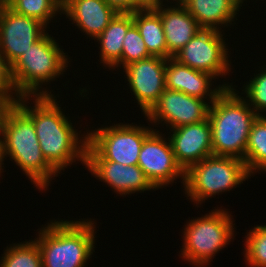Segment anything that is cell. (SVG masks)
Wrapping results in <instances>:
<instances>
[{
    "instance_id": "obj_1",
    "label": "cell",
    "mask_w": 266,
    "mask_h": 267,
    "mask_svg": "<svg viewBox=\"0 0 266 267\" xmlns=\"http://www.w3.org/2000/svg\"><path fill=\"white\" fill-rule=\"evenodd\" d=\"M56 96H21L17 105L32 119L43 156L60 174L76 161L85 166L88 133L80 137L81 130H75Z\"/></svg>"
},
{
    "instance_id": "obj_2",
    "label": "cell",
    "mask_w": 266,
    "mask_h": 267,
    "mask_svg": "<svg viewBox=\"0 0 266 267\" xmlns=\"http://www.w3.org/2000/svg\"><path fill=\"white\" fill-rule=\"evenodd\" d=\"M0 152L3 167L9 157L40 191L48 190L52 179L58 177L42 154L32 119L17 104H7L2 111Z\"/></svg>"
},
{
    "instance_id": "obj_3",
    "label": "cell",
    "mask_w": 266,
    "mask_h": 267,
    "mask_svg": "<svg viewBox=\"0 0 266 267\" xmlns=\"http://www.w3.org/2000/svg\"><path fill=\"white\" fill-rule=\"evenodd\" d=\"M95 228L96 223L91 218L47 222L34 238L39 246L42 266L85 267L95 252Z\"/></svg>"
},
{
    "instance_id": "obj_4",
    "label": "cell",
    "mask_w": 266,
    "mask_h": 267,
    "mask_svg": "<svg viewBox=\"0 0 266 267\" xmlns=\"http://www.w3.org/2000/svg\"><path fill=\"white\" fill-rule=\"evenodd\" d=\"M236 88H225L210 105L212 151L216 156H230L245 162L250 128L258 117Z\"/></svg>"
},
{
    "instance_id": "obj_5",
    "label": "cell",
    "mask_w": 266,
    "mask_h": 267,
    "mask_svg": "<svg viewBox=\"0 0 266 267\" xmlns=\"http://www.w3.org/2000/svg\"><path fill=\"white\" fill-rule=\"evenodd\" d=\"M63 50L47 32L14 62L11 76L20 96H54L42 85H49L68 69L71 59Z\"/></svg>"
},
{
    "instance_id": "obj_6",
    "label": "cell",
    "mask_w": 266,
    "mask_h": 267,
    "mask_svg": "<svg viewBox=\"0 0 266 267\" xmlns=\"http://www.w3.org/2000/svg\"><path fill=\"white\" fill-rule=\"evenodd\" d=\"M218 207L201 217L189 219L182 230L183 245L180 257L195 267H205L215 254L234 240L235 221L227 211Z\"/></svg>"
},
{
    "instance_id": "obj_7",
    "label": "cell",
    "mask_w": 266,
    "mask_h": 267,
    "mask_svg": "<svg viewBox=\"0 0 266 267\" xmlns=\"http://www.w3.org/2000/svg\"><path fill=\"white\" fill-rule=\"evenodd\" d=\"M250 174L245 162L230 156L211 155L185 171L184 193L198 206L205 199L239 187ZM189 197V198H188Z\"/></svg>"
},
{
    "instance_id": "obj_8",
    "label": "cell",
    "mask_w": 266,
    "mask_h": 267,
    "mask_svg": "<svg viewBox=\"0 0 266 267\" xmlns=\"http://www.w3.org/2000/svg\"><path fill=\"white\" fill-rule=\"evenodd\" d=\"M154 128L118 123L87 130L86 161H114L123 165H138L146 136Z\"/></svg>"
},
{
    "instance_id": "obj_9",
    "label": "cell",
    "mask_w": 266,
    "mask_h": 267,
    "mask_svg": "<svg viewBox=\"0 0 266 267\" xmlns=\"http://www.w3.org/2000/svg\"><path fill=\"white\" fill-rule=\"evenodd\" d=\"M224 33L215 29H201L172 58L192 69L207 72L216 79L231 72L228 45Z\"/></svg>"
},
{
    "instance_id": "obj_10",
    "label": "cell",
    "mask_w": 266,
    "mask_h": 267,
    "mask_svg": "<svg viewBox=\"0 0 266 267\" xmlns=\"http://www.w3.org/2000/svg\"><path fill=\"white\" fill-rule=\"evenodd\" d=\"M156 130L153 129L146 136L140 150L138 166L156 190L167 187L177 178L182 179L183 186L185 171L176 161L169 138Z\"/></svg>"
},
{
    "instance_id": "obj_11",
    "label": "cell",
    "mask_w": 266,
    "mask_h": 267,
    "mask_svg": "<svg viewBox=\"0 0 266 267\" xmlns=\"http://www.w3.org/2000/svg\"><path fill=\"white\" fill-rule=\"evenodd\" d=\"M212 103L180 91L165 89L145 117L154 127L165 124L171 130L207 120Z\"/></svg>"
},
{
    "instance_id": "obj_12",
    "label": "cell",
    "mask_w": 266,
    "mask_h": 267,
    "mask_svg": "<svg viewBox=\"0 0 266 267\" xmlns=\"http://www.w3.org/2000/svg\"><path fill=\"white\" fill-rule=\"evenodd\" d=\"M39 20L15 13L0 0V52L6 62H14L46 33Z\"/></svg>"
},
{
    "instance_id": "obj_13",
    "label": "cell",
    "mask_w": 266,
    "mask_h": 267,
    "mask_svg": "<svg viewBox=\"0 0 266 267\" xmlns=\"http://www.w3.org/2000/svg\"><path fill=\"white\" fill-rule=\"evenodd\" d=\"M166 60L162 57L150 56L123 68L127 86L129 84L128 89L131 88V95L135 96L144 116L158 102L160 95L166 89Z\"/></svg>"
},
{
    "instance_id": "obj_14",
    "label": "cell",
    "mask_w": 266,
    "mask_h": 267,
    "mask_svg": "<svg viewBox=\"0 0 266 267\" xmlns=\"http://www.w3.org/2000/svg\"><path fill=\"white\" fill-rule=\"evenodd\" d=\"M169 141L177 163L186 171L190 166L213 155L209 119L170 130Z\"/></svg>"
},
{
    "instance_id": "obj_15",
    "label": "cell",
    "mask_w": 266,
    "mask_h": 267,
    "mask_svg": "<svg viewBox=\"0 0 266 267\" xmlns=\"http://www.w3.org/2000/svg\"><path fill=\"white\" fill-rule=\"evenodd\" d=\"M214 79L216 80L213 75L182 65L173 58L166 60L165 82L168 90L180 91L192 97L214 102L225 88L233 87V83L229 82L215 87L212 81Z\"/></svg>"
},
{
    "instance_id": "obj_16",
    "label": "cell",
    "mask_w": 266,
    "mask_h": 267,
    "mask_svg": "<svg viewBox=\"0 0 266 267\" xmlns=\"http://www.w3.org/2000/svg\"><path fill=\"white\" fill-rule=\"evenodd\" d=\"M85 168L92 176L123 197L156 189L138 165L127 166L114 161H86Z\"/></svg>"
},
{
    "instance_id": "obj_17",
    "label": "cell",
    "mask_w": 266,
    "mask_h": 267,
    "mask_svg": "<svg viewBox=\"0 0 266 267\" xmlns=\"http://www.w3.org/2000/svg\"><path fill=\"white\" fill-rule=\"evenodd\" d=\"M150 6L160 15L167 44V59L179 52L202 28L182 3Z\"/></svg>"
},
{
    "instance_id": "obj_18",
    "label": "cell",
    "mask_w": 266,
    "mask_h": 267,
    "mask_svg": "<svg viewBox=\"0 0 266 267\" xmlns=\"http://www.w3.org/2000/svg\"><path fill=\"white\" fill-rule=\"evenodd\" d=\"M118 12L105 0H63L62 14L95 40Z\"/></svg>"
},
{
    "instance_id": "obj_19",
    "label": "cell",
    "mask_w": 266,
    "mask_h": 267,
    "mask_svg": "<svg viewBox=\"0 0 266 267\" xmlns=\"http://www.w3.org/2000/svg\"><path fill=\"white\" fill-rule=\"evenodd\" d=\"M202 29L230 27L244 0H183L181 2ZM238 12V13H237ZM220 26V27H219Z\"/></svg>"
},
{
    "instance_id": "obj_20",
    "label": "cell",
    "mask_w": 266,
    "mask_h": 267,
    "mask_svg": "<svg viewBox=\"0 0 266 267\" xmlns=\"http://www.w3.org/2000/svg\"><path fill=\"white\" fill-rule=\"evenodd\" d=\"M134 24L131 13H117L109 25L94 40L100 44V63L112 69L122 57L123 40L128 29Z\"/></svg>"
},
{
    "instance_id": "obj_21",
    "label": "cell",
    "mask_w": 266,
    "mask_h": 267,
    "mask_svg": "<svg viewBox=\"0 0 266 267\" xmlns=\"http://www.w3.org/2000/svg\"><path fill=\"white\" fill-rule=\"evenodd\" d=\"M131 14L149 54L167 59V44L160 15L150 5Z\"/></svg>"
},
{
    "instance_id": "obj_22",
    "label": "cell",
    "mask_w": 266,
    "mask_h": 267,
    "mask_svg": "<svg viewBox=\"0 0 266 267\" xmlns=\"http://www.w3.org/2000/svg\"><path fill=\"white\" fill-rule=\"evenodd\" d=\"M245 165L248 173H266V116H258L250 128L245 150Z\"/></svg>"
},
{
    "instance_id": "obj_23",
    "label": "cell",
    "mask_w": 266,
    "mask_h": 267,
    "mask_svg": "<svg viewBox=\"0 0 266 267\" xmlns=\"http://www.w3.org/2000/svg\"><path fill=\"white\" fill-rule=\"evenodd\" d=\"M17 14L39 20L48 26L56 14L62 15L63 0H1Z\"/></svg>"
},
{
    "instance_id": "obj_24",
    "label": "cell",
    "mask_w": 266,
    "mask_h": 267,
    "mask_svg": "<svg viewBox=\"0 0 266 267\" xmlns=\"http://www.w3.org/2000/svg\"><path fill=\"white\" fill-rule=\"evenodd\" d=\"M0 267H43L38 244L32 239L10 244L2 254Z\"/></svg>"
},
{
    "instance_id": "obj_25",
    "label": "cell",
    "mask_w": 266,
    "mask_h": 267,
    "mask_svg": "<svg viewBox=\"0 0 266 267\" xmlns=\"http://www.w3.org/2000/svg\"><path fill=\"white\" fill-rule=\"evenodd\" d=\"M246 233L244 258L250 267H266V225H257Z\"/></svg>"
},
{
    "instance_id": "obj_26",
    "label": "cell",
    "mask_w": 266,
    "mask_h": 267,
    "mask_svg": "<svg viewBox=\"0 0 266 267\" xmlns=\"http://www.w3.org/2000/svg\"><path fill=\"white\" fill-rule=\"evenodd\" d=\"M266 65L261 67V70H258V74L254 73V77L249 80L246 84L243 85L244 92H241V95L245 94L244 98L248 102L249 106L256 112L258 116H266L262 114L266 112ZM262 112V113H260Z\"/></svg>"
},
{
    "instance_id": "obj_27",
    "label": "cell",
    "mask_w": 266,
    "mask_h": 267,
    "mask_svg": "<svg viewBox=\"0 0 266 267\" xmlns=\"http://www.w3.org/2000/svg\"><path fill=\"white\" fill-rule=\"evenodd\" d=\"M123 49L121 60L112 68L122 67L126 65L150 57L147 51L146 44L140 35V32L135 24H133L127 31L123 40ZM122 65V66H121Z\"/></svg>"
},
{
    "instance_id": "obj_28",
    "label": "cell",
    "mask_w": 266,
    "mask_h": 267,
    "mask_svg": "<svg viewBox=\"0 0 266 267\" xmlns=\"http://www.w3.org/2000/svg\"><path fill=\"white\" fill-rule=\"evenodd\" d=\"M20 98L11 76V66L0 52V99L6 104H17Z\"/></svg>"
},
{
    "instance_id": "obj_29",
    "label": "cell",
    "mask_w": 266,
    "mask_h": 267,
    "mask_svg": "<svg viewBox=\"0 0 266 267\" xmlns=\"http://www.w3.org/2000/svg\"><path fill=\"white\" fill-rule=\"evenodd\" d=\"M118 13H132L148 6L144 0H105Z\"/></svg>"
},
{
    "instance_id": "obj_30",
    "label": "cell",
    "mask_w": 266,
    "mask_h": 267,
    "mask_svg": "<svg viewBox=\"0 0 266 267\" xmlns=\"http://www.w3.org/2000/svg\"><path fill=\"white\" fill-rule=\"evenodd\" d=\"M6 105H7V104H6L4 101H2V100L0 99V117H1V114H2V111H3L4 107H5Z\"/></svg>"
},
{
    "instance_id": "obj_31",
    "label": "cell",
    "mask_w": 266,
    "mask_h": 267,
    "mask_svg": "<svg viewBox=\"0 0 266 267\" xmlns=\"http://www.w3.org/2000/svg\"><path fill=\"white\" fill-rule=\"evenodd\" d=\"M165 0H158V2H164ZM167 2H169L168 0H166ZM173 4L175 3V2H177V3H181L183 0H170Z\"/></svg>"
},
{
    "instance_id": "obj_32",
    "label": "cell",
    "mask_w": 266,
    "mask_h": 267,
    "mask_svg": "<svg viewBox=\"0 0 266 267\" xmlns=\"http://www.w3.org/2000/svg\"><path fill=\"white\" fill-rule=\"evenodd\" d=\"M148 5L158 2V0H144Z\"/></svg>"
},
{
    "instance_id": "obj_33",
    "label": "cell",
    "mask_w": 266,
    "mask_h": 267,
    "mask_svg": "<svg viewBox=\"0 0 266 267\" xmlns=\"http://www.w3.org/2000/svg\"><path fill=\"white\" fill-rule=\"evenodd\" d=\"M3 169V164H2V160H1V152H0V177H1V173H2Z\"/></svg>"
}]
</instances>
